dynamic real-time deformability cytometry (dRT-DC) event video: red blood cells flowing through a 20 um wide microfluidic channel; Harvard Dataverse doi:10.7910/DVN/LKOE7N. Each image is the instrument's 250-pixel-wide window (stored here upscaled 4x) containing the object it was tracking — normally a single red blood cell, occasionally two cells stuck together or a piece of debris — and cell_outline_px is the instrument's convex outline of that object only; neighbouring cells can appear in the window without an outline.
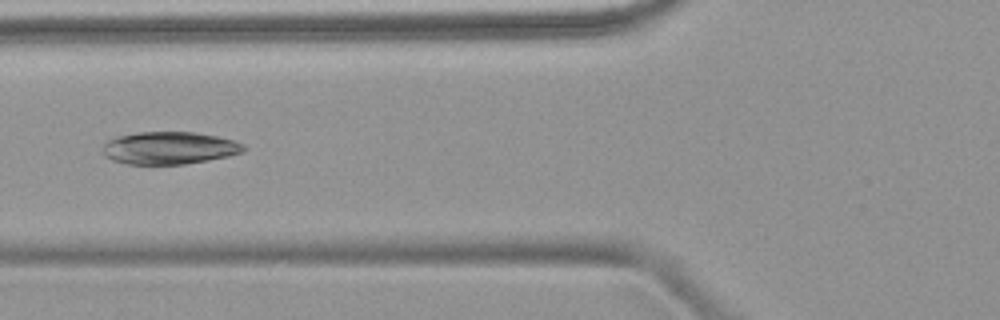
{"species": "common noctule bat (a hibernating species)", "species_latin": "Nyctalus noctula", "temperature_condition": "warm", "stored_images_in_passage": 5, "camera_frame_rate_fps": 3000, "um_per_image_px": 0.085, "animal": {"sex": "female", "body_mass_g": 18.4}, "frame": {"image": 1, "passage_image": 5, "time_ms": 4.667, "image_size_px": [1000, 320], "cell_outline_px": [[248, 148], [244, 152], [228, 156], [208, 160], [184, 164], [128, 164], [112, 160], [104, 156], [104, 144], [108, 140], [116, 136], [140, 132], [196, 132], [216, 136], [232, 140], [244, 144]], "centroid_in_image_um": [14.41, 12.58], "position_along_channel_um": 111.4, "area_um2": 26.7}}